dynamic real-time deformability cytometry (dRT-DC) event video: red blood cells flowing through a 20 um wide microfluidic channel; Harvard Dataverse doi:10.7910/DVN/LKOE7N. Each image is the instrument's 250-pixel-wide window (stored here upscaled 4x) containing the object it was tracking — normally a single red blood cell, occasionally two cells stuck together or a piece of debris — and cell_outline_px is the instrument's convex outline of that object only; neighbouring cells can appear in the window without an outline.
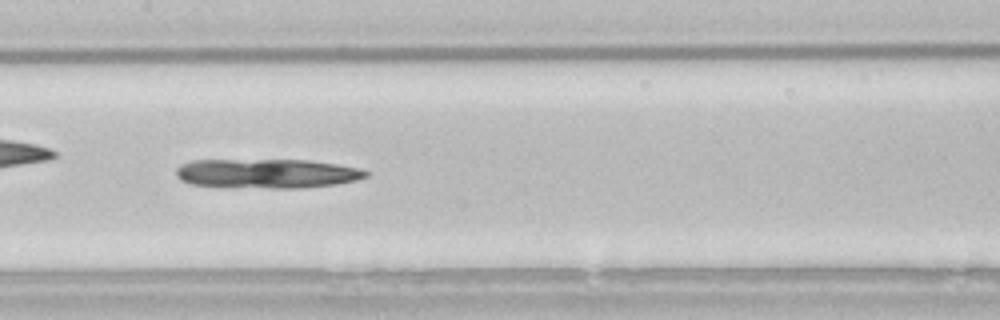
{"species": "common noctule bat (a hibernating species)", "species_latin": "Nyctalus noctula", "temperature_condition": "room temperature", "stored_images_in_passage": 39, "camera_frame_rate_fps": 3000, "um_per_image_px": 0.085, "animal": {"sex": "male", "body_mass_g": 21.5, "forearm_length_mm": 52.0}, "frame": {"image": 1, "passage_image": 12, "time_ms": 3.667, "image_size_px": [1000, 320], "cell_outline_px": [[368, 176], [356, 180], [336, 184], [304, 188], [220, 188], [192, 184], [180, 180], [176, 176], [176, 168], [180, 164], [192, 160], [308, 160], [336, 164], [356, 168], [368, 172]], "centroid_in_image_um": [22.6, 14.76], "position_along_channel_um": 184.8, "area_um2": 32.95}}